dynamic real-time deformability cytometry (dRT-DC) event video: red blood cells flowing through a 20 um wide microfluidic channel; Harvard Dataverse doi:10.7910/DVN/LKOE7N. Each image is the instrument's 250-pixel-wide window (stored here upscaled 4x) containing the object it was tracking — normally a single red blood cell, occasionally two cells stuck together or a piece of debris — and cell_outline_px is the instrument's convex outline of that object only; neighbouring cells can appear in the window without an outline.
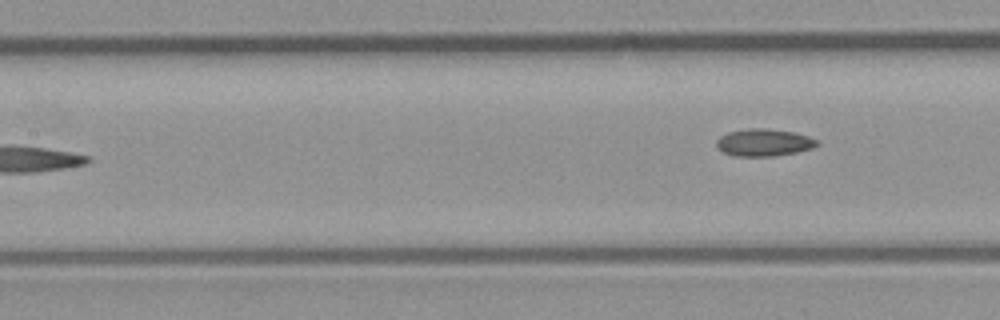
{"species": "common noctule bat (a hibernating species)", "species_latin": "Nyctalus noctula", "temperature_condition": "room temperature", "stored_images_in_passage": 5, "camera_frame_rate_fps": 3000, "um_per_image_px": 0.085, "animal": {"sex": "male", "body_mass_g": 23.1, "forearm_length_mm": 52.7}, "frame": {"image": 1, "passage_image": 5, "time_ms": 1.333, "image_size_px": [1000, 320], "cell_outline_px": [[820, 144], [812, 148], [796, 152], [776, 156], [732, 156], [716, 148], [716, 140], [720, 136], [728, 132], [748, 128], [768, 128], [792, 132], [808, 136], [820, 140]], "centroid_in_image_um": [64.93, 12.11], "position_along_channel_um": 142.5, "area_um2": 16.18}}